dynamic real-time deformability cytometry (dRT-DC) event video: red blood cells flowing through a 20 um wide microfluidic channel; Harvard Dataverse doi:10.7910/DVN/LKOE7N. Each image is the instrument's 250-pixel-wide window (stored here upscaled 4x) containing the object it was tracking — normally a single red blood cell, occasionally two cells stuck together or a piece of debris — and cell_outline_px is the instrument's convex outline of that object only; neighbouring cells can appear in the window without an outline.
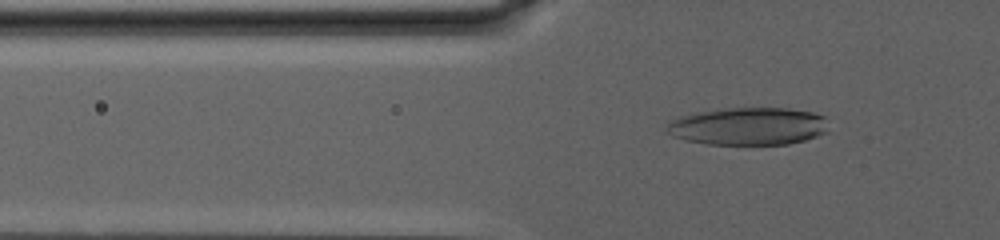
{"species": "human", "species_latin": "Homo sapiens", "temperature_condition": "warm", "stored_images_in_passage": 85, "camera_frame_rate_fps": 3000, "um_per_image_px": 0.085, "donor": {"sex": "male"}, "frame": {"image": 1, "passage_image": 29, "time_ms": 9.333, "image_size_px": [1000, 240], "cell_outline_px": [[828, 132], [804, 140], [788, 144], [708, 144], [684, 140], [672, 136], [664, 132], [668, 124], [672, 120], [680, 116], [692, 112], [720, 108], [788, 108], [812, 112], [824, 116]], "centroid_in_image_um": [63.55, 10.72], "position_along_channel_um": 62.2, "area_um2": 35.78}}
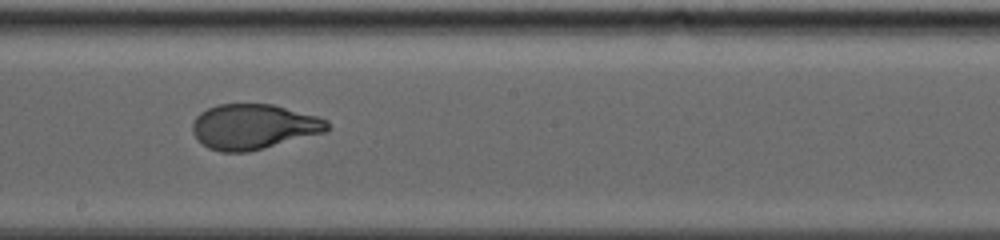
{"frame": {"image": 2, "passage_image": 51, "time_ms": 16.667, "image_size_px": [1000, 240], "cell_outline_px": [[332, 128], [324, 132], [264, 148], [248, 152], [220, 152], [208, 148], [192, 132], [192, 124], [196, 116], [200, 112], [208, 108], [220, 104], [272, 104], [316, 116], [328, 120]], "centroid_in_image_um": [21.56, 10.77], "position_along_channel_um": 226.6, "area_um2": 35.32}}
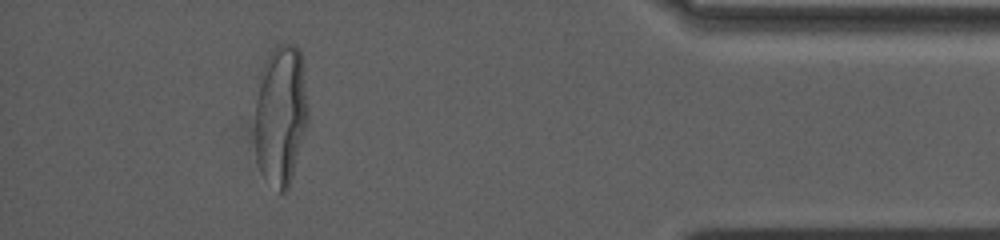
{"frame": {"image": 3, "passage_image": 78, "time_ms": 25.667, "image_size_px": [1000, 240], "cell_outline_px": [[308, 120], [292, 176], [288, 188], [284, 192], [280, 192], [260, 172], [256, 160], [256, 100], [260, 72], [272, 48], [276, 44], [292, 44], [300, 52], [308, 112]], "centroid_in_image_um": [23.85, 9.77], "position_along_channel_um": 411.4, "area_um2": 42.89}, "authors_computed_cell_mechanics": {"area_um2": 38.0324, "velocity_mm_per_s": 2.4586, "shape_relaxation_time_tau1_ms": 7.7538, "shape_relaxation_time_tau2_ms": null, "deformation_change_tau1": 0.2609, "deformation_change_tau2": null}}